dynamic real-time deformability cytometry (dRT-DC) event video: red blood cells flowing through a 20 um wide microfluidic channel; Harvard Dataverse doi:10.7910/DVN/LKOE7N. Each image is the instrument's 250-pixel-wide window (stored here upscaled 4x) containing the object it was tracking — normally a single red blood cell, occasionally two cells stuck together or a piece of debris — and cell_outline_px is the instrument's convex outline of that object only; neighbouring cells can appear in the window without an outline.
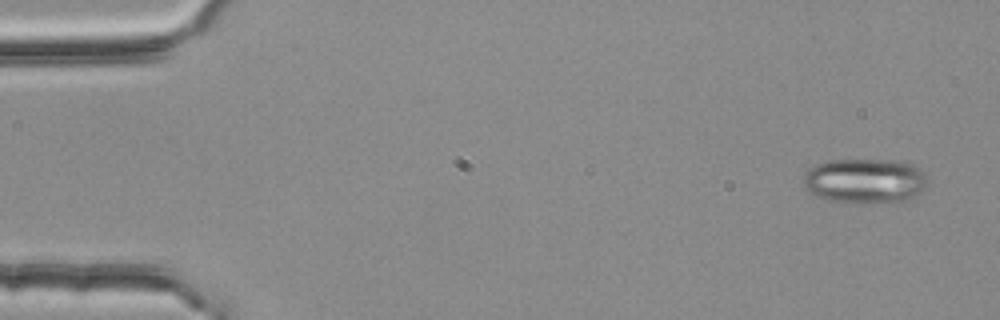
{"species": "common noctule bat (a hibernating species)", "species_latin": "Nyctalus noctula", "temperature_condition": "room temperature", "stored_images_in_passage": 2, "camera_frame_rate_fps": 3000, "um_per_image_px": 0.085, "animal": {"sex": "female", "body_mass_g": 25.1}, "frame": {"image": 1, "passage_image": 2, "time_ms": 0.333, "image_size_px": [1000, 320], "cell_outline_px": [[928, 184], [912, 200], [828, 200], [804, 188], [804, 176], [808, 168], [816, 164], [828, 160], [892, 160], [912, 164], [924, 172]], "centroid_in_image_um": [73.53, 15.31], "position_along_channel_um": 11.5, "area_um2": 31.5}}